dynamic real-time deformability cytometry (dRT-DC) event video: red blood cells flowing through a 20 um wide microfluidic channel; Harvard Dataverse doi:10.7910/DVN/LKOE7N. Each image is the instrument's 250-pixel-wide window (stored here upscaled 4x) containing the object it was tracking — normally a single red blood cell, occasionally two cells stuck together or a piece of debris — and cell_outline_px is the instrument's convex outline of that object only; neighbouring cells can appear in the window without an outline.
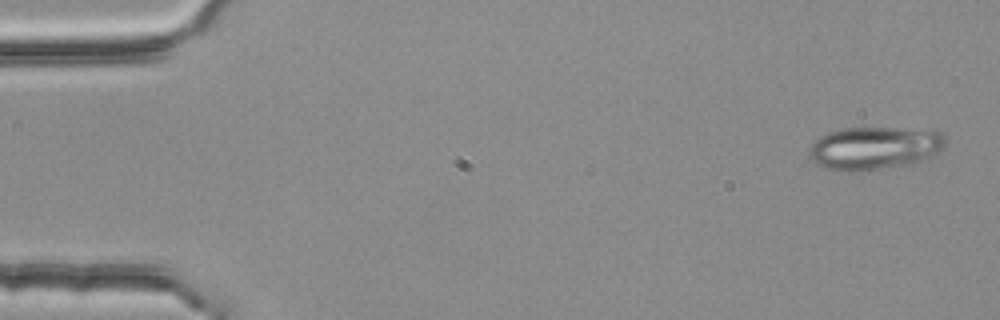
{"species": "common noctule bat (a hibernating species)", "species_latin": "Nyctalus noctula", "temperature_condition": "room temperature", "stored_images_in_passage": 5, "segment_of_instrument_passage": [1, 2], "camera_frame_rate_fps": 3000, "um_per_image_px": 0.085, "animal": {"sex": "female", "body_mass_g": 25.1}, "frame": {"image": 1, "passage_image": 1, "time_ms": 0.0, "image_size_px": [1000, 320], "cell_outline_px": [[944, 144], [936, 152], [920, 160], [880, 168], [828, 168], [816, 164], [808, 156], [808, 152], [812, 144], [820, 136], [828, 132], [840, 128], [888, 128], [940, 132], [944, 136]], "centroid_in_image_um": [74.24, 12.53], "position_along_channel_um": 10.8, "area_um2": 32.25}}